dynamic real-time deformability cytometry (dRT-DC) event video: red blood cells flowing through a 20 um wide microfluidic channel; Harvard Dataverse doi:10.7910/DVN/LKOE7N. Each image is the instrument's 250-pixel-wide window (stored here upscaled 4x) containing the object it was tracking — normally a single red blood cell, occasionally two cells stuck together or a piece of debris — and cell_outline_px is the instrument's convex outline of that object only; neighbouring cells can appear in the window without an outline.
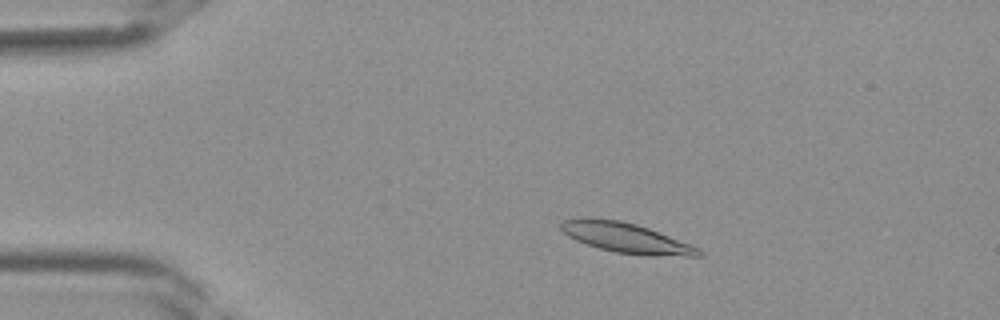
{"species": "Egyptian fruit bat (a non-hibernating species)", "species_latin": "Rousettus aegyptiacus", "temperature_condition": "room temperature", "stored_images_in_passage": 37, "camera_frame_rate_fps": 3000, "um_per_image_px": 0.085, "frame": {"image": 1, "passage_image": 5, "time_ms": 1.333, "image_size_px": [1000, 320], "cell_outline_px": [[704, 256], [648, 256], [616, 252], [600, 248], [576, 240], [568, 236], [560, 228], [560, 224], [564, 220], [588, 216], [592, 216], [620, 220], [636, 224], [648, 228], [692, 244], [700, 248], [704, 252]], "centroid_in_image_um": [53.25, 20.21], "position_along_channel_um": 31.7, "area_um2": 24.39}}
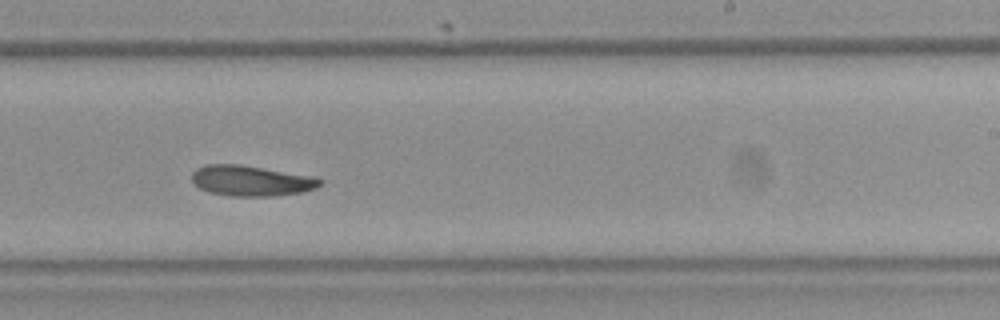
{"frame": {"image": 2, "passage_image": 22, "time_ms": 7.0, "image_size_px": [1000, 320], "cell_outline_px": [[324, 184], [316, 188], [304, 192], [272, 196], [232, 196], [208, 192], [200, 188], [192, 180], [192, 172], [196, 168], [204, 164], [240, 164], [312, 176], [324, 180]], "centroid_in_image_um": [21.37, 15.36], "position_along_channel_um": 267.6, "area_um2": 22.95}}
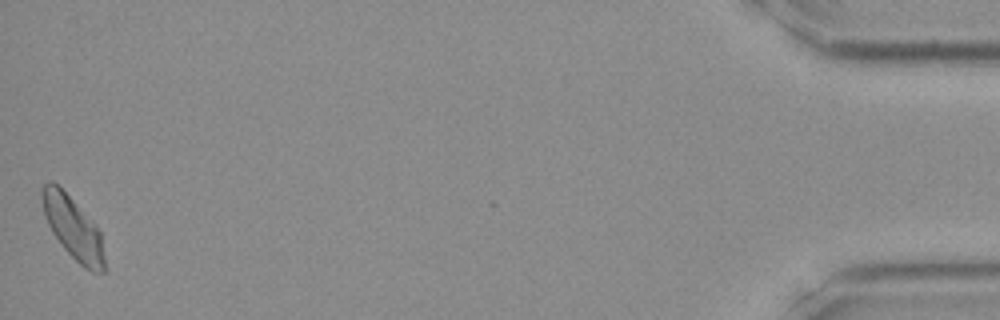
{"frame": {"image": 3, "passage_image": 37, "time_ms": 12.0, "image_size_px": [1000, 320], "cell_outline_px": [[104, 272], [92, 272], [84, 268], [64, 248], [52, 232], [44, 216], [40, 196], [40, 188], [44, 184], [52, 180], [72, 200], [100, 232], [104, 256]], "centroid_in_image_um": [6.15, 19.37], "position_along_channel_um": 429.0, "area_um2": 22.08}}